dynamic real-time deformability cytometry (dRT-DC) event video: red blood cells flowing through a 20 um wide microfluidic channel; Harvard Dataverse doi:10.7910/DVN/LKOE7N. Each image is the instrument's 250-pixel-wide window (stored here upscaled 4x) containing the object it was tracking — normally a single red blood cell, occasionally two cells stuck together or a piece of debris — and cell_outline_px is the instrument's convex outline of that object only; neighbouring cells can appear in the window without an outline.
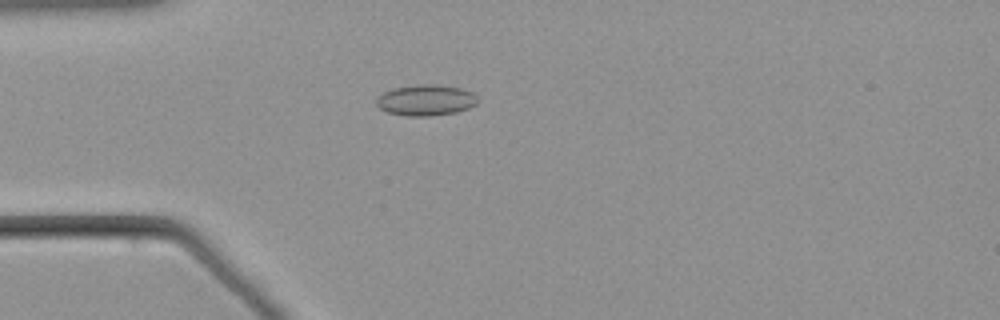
{"species": "common noctule bat (a hibernating species)", "species_latin": "Nyctalus noctula", "temperature_condition": "warm", "stored_images_in_passage": 42, "segment_of_instrument_passage": [1, 2], "camera_frame_rate_fps": 3000, "um_per_image_px": 0.085, "animal": {"sex": "male", "body_mass_g": 21.5, "forearm_length_mm": 52.0}, "frame": {"image": 1, "passage_image": 4, "time_ms": 1.0, "image_size_px": [1000, 320], "cell_outline_px": [[476, 104], [468, 108], [456, 112], [428, 116], [408, 116], [388, 112], [380, 108], [376, 104], [376, 100], [384, 92], [392, 88], [420, 84], [440, 84], [460, 88], [472, 92], [476, 96]], "centroid_in_image_um": [36.19, 8.5], "position_along_channel_um": 48.8, "area_um2": 18.15}}
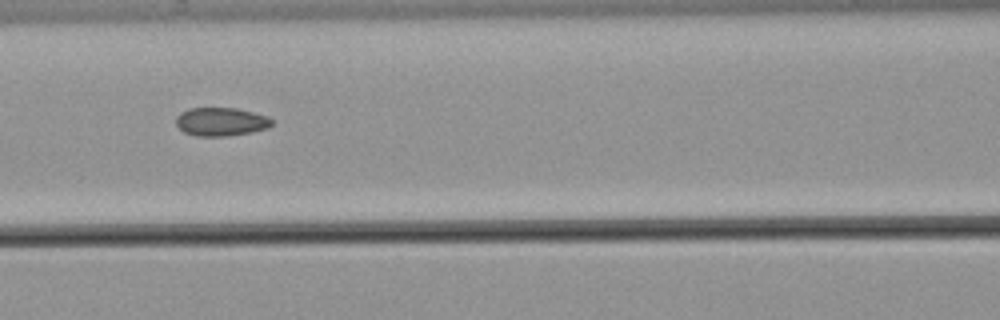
{"frame": {"image": 2, "passage_image": 13, "time_ms": 4.0, "image_size_px": [1000, 320], "cell_outline_px": [[272, 124], [268, 128], [252, 132], [228, 136], [196, 136], [184, 132], [176, 124], [176, 116], [180, 112], [188, 108], [236, 108], [268, 116], [272, 120]], "centroid_in_image_um": [18.77, 10.34], "position_along_channel_um": 147.8, "area_um2": 15.95}}
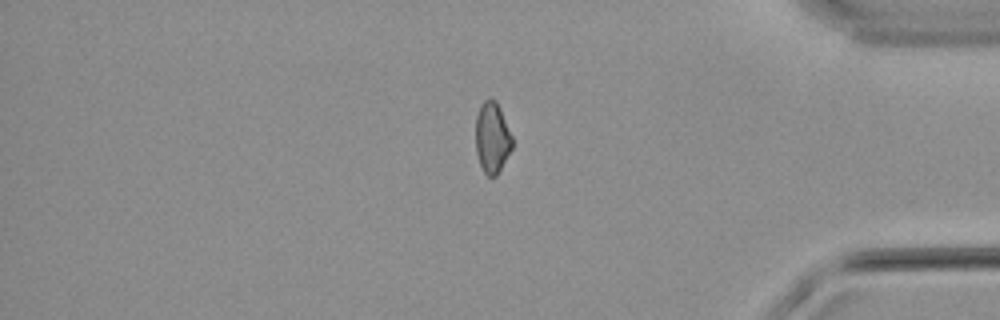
{"frame": {"image": 3, "passage_image": 35, "time_ms": 11.333, "image_size_px": [1000, 320], "cell_outline_px": [[512, 148], [496, 176], [488, 176], [484, 172], [480, 164], [476, 152], [476, 116], [480, 104], [488, 96], [496, 100], [500, 108], [512, 136]], "centroid_in_image_um": [41.82, 11.65], "position_along_channel_um": 393.4, "area_um2": 15.14}}